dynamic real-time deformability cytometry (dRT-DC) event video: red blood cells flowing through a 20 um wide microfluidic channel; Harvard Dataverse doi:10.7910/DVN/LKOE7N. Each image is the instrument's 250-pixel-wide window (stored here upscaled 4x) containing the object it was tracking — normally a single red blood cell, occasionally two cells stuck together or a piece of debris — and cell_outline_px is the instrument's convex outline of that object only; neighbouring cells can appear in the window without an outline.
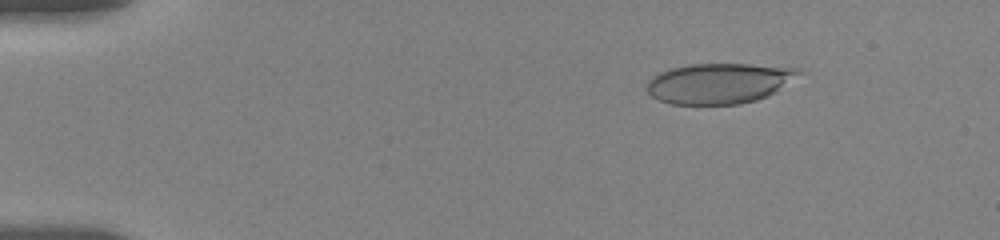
{"species": "human", "species_latin": "Homo sapiens", "temperature_condition": "room temperature", "stored_images_in_passage": 55, "camera_frame_rate_fps": 3000, "um_per_image_px": 0.085, "donor": {"sex": "female"}, "frame": {"image": 1, "passage_image": 8, "time_ms": 2.333, "image_size_px": [1000, 240], "cell_outline_px": [[804, 72], [776, 92], [768, 96], [756, 100], [740, 104], [672, 104], [660, 100], [652, 96], [644, 88], [648, 80], [652, 76], [660, 72], [672, 68], [692, 64], [752, 64], [804, 68]], "centroid_in_image_um": [61.17, 7.07], "position_along_channel_um": 23.8, "area_um2": 36.13}}
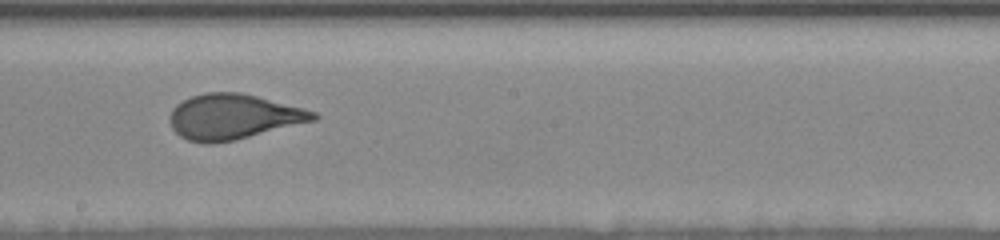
{"frame": {"image": 2, "passage_image": 32, "time_ms": 10.333, "image_size_px": [1000, 240], "cell_outline_px": [[320, 116], [316, 120], [236, 140], [208, 144], [204, 144], [188, 140], [180, 136], [172, 128], [168, 120], [172, 108], [176, 104], [192, 96], [204, 92], [240, 92], [304, 108], [316, 112]], "centroid_in_image_um": [19.81, 9.93], "position_along_channel_um": 228.4, "area_um2": 37.97}}
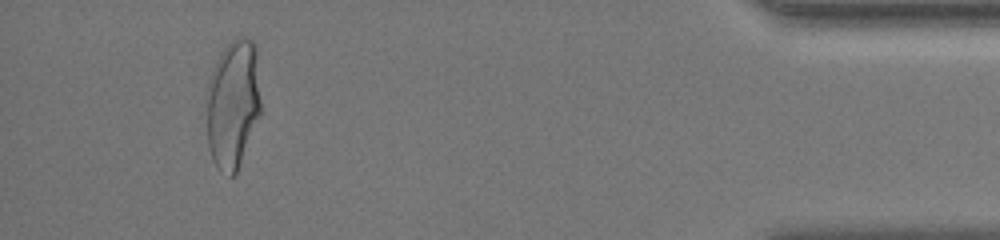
{"frame": {"image": 3, "passage_image": 52, "time_ms": 17.0, "image_size_px": [1000, 240], "cell_outline_px": [[260, 116], [236, 172], [232, 176], [228, 176], [220, 172], [216, 168], [212, 160], [208, 148], [204, 100], [204, 96], [208, 80], [216, 60], [224, 48], [232, 40], [240, 36], [244, 36], [252, 40], [256, 44], [260, 100]], "centroid_in_image_um": [19.75, 8.84], "position_along_channel_um": 415.4, "area_um2": 41.85}, "authors_computed_cell_mechanics": {"area_um2": 37.6856, "velocity_mm_per_s": 3.647, "shape_relaxation_time_tau1_ms": 5.4221, "shape_relaxation_time_tau2_ms": null, "deformation_change_tau1": 0.2102, "deformation_change_tau2": null}}